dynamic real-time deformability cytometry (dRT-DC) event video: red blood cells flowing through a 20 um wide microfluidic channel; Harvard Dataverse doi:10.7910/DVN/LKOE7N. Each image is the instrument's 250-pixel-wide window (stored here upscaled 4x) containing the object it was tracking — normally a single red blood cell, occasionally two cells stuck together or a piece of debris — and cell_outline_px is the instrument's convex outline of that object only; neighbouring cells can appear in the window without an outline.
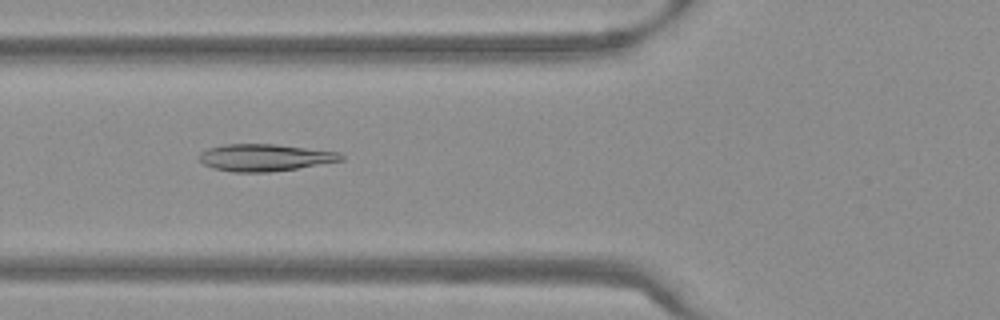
{"species": "Egyptian fruit bat (a non-hibernating species)", "species_latin": "Rousettus aegyptiacus", "temperature_condition": "warm", "stored_images_in_passage": 41, "camera_frame_rate_fps": 3000, "um_per_image_px": 0.085, "frame": {"image": 1, "passage_image": 8, "time_ms": 2.333, "image_size_px": [1000, 320], "cell_outline_px": [[344, 160], [296, 168], [268, 172], [232, 172], [212, 168], [204, 164], [200, 160], [200, 152], [208, 148], [224, 144], [276, 144], [340, 152], [344, 156]], "centroid_in_image_um": [22.5, 13.39], "position_along_channel_um": 103.3, "area_um2": 22.31}}
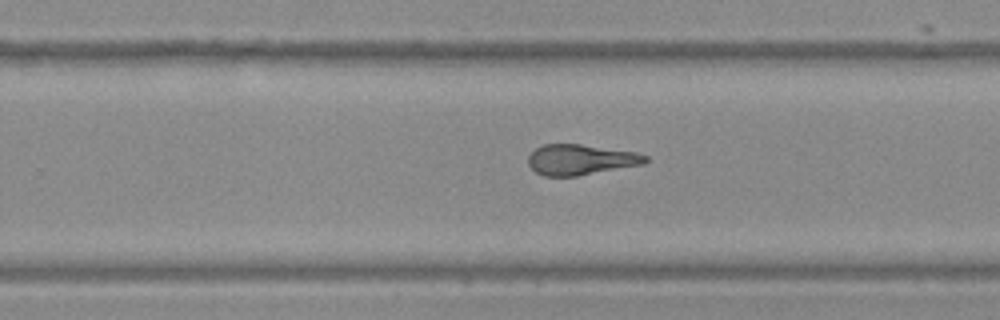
{"frame": {"image": 2, "passage_image": 22, "time_ms": 7.0, "image_size_px": [1000, 320], "cell_outline_px": [[648, 160], [644, 164], [576, 176], [544, 176], [536, 172], [528, 164], [528, 156], [536, 148], [544, 144], [580, 144], [636, 152], [648, 156]], "centroid_in_image_um": [49.35, 13.57], "position_along_channel_um": 280.4, "area_um2": 20.75}}
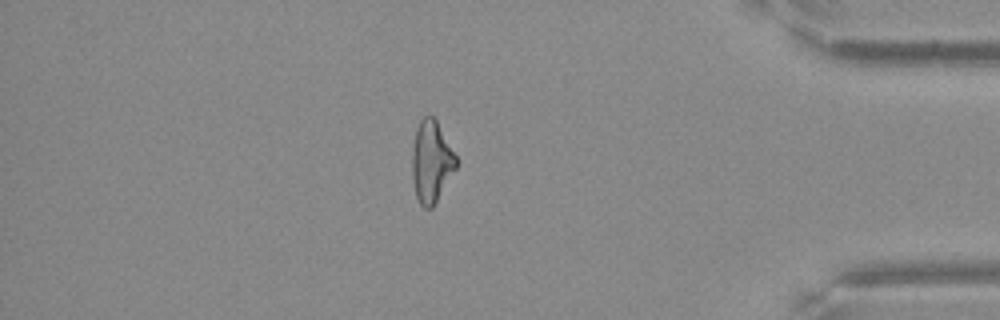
{"frame": {"image": 3, "passage_image": 34, "time_ms": 11.0, "image_size_px": [1000, 320], "cell_outline_px": [[456, 168], [432, 208], [424, 208], [420, 204], [416, 196], [412, 180], [412, 148], [416, 128], [420, 120], [424, 116], [432, 116], [436, 120], [456, 156]], "centroid_in_image_um": [36.64, 13.75], "position_along_channel_um": 398.6, "area_um2": 20.75}, "authors_computed_cell_mechanics": {"area_um2": 21.7328, "velocity_mm_per_s": 3.7831, "shape_relaxation_time_tau1_ms": null, "shape_relaxation_time_tau2_ms": 1.7851, "deformation_change_tau1": null, "deformation_change_tau2": 0.0723}}